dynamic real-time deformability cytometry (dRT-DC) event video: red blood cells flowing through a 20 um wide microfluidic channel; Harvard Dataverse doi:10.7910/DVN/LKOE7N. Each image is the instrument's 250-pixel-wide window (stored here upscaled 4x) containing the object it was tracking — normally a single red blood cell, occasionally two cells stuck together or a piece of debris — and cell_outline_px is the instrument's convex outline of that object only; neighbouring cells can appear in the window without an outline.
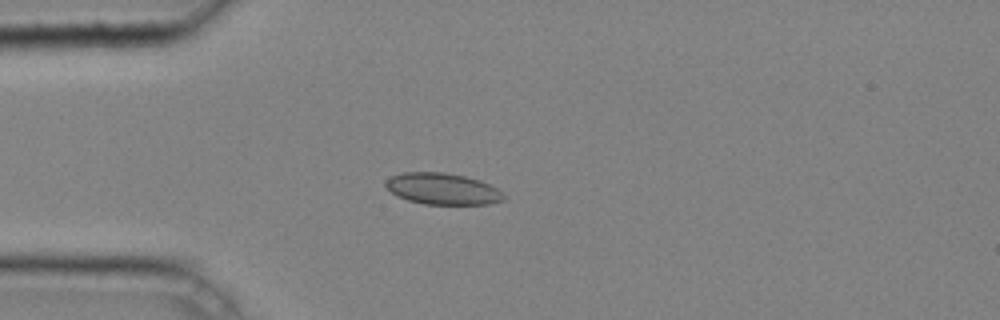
{"species": "common noctule bat (a hibernating species)", "species_latin": "Nyctalus noctula", "temperature_condition": "cold", "stored_images_in_passage": 34, "camera_frame_rate_fps": 3000, "um_per_image_px": 0.085, "animal": {"sex": "male", "body_mass_g": 20.4}, "frame": {"image": 1, "passage_image": 1, "time_ms": 0.0, "image_size_px": [1000, 320], "cell_outline_px": [[504, 200], [488, 204], [424, 204], [408, 200], [396, 196], [384, 184], [384, 180], [392, 176], [404, 172], [444, 172], [464, 176], [480, 180], [504, 192]], "centroid_in_image_um": [37.61, 16.05], "position_along_channel_um": 47.4, "area_um2": 21.62}}
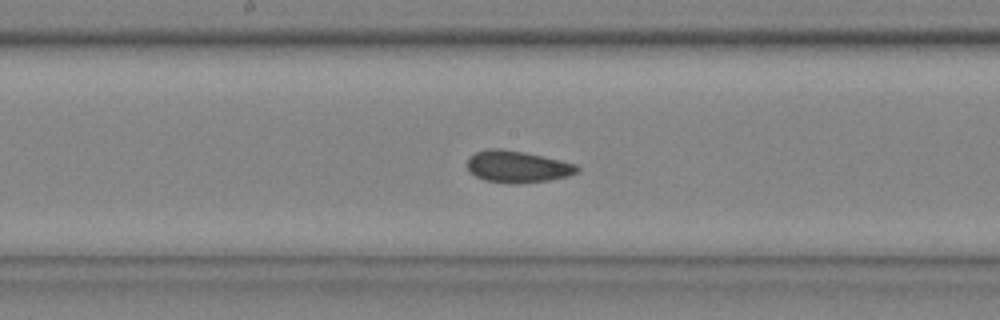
{"frame": {"image": 2, "passage_image": 13, "time_ms": 4.0, "image_size_px": [1000, 320], "cell_outline_px": [[580, 172], [568, 176], [548, 180], [520, 184], [508, 184], [484, 180], [468, 172], [468, 160], [476, 152], [488, 148], [500, 148], [524, 152], [560, 160], [576, 164], [580, 168]], "centroid_in_image_um": [43.99, 14.18], "position_along_channel_um": 204.2, "area_um2": 20.52}}
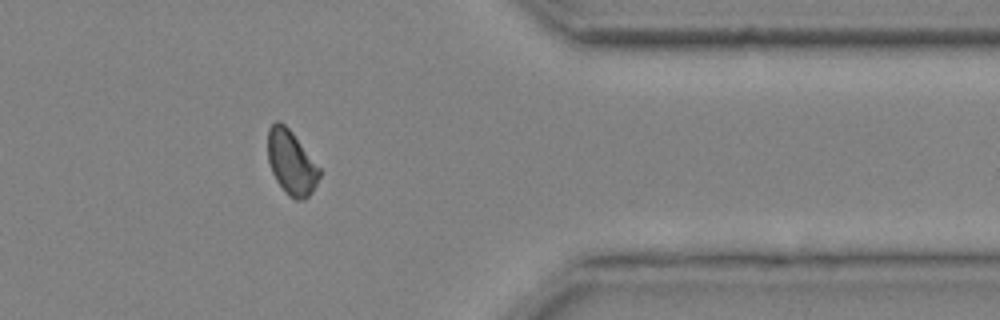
{"frame": {"image": 3, "passage_image": 27, "time_ms": 8.667, "image_size_px": [1000, 320], "cell_outline_px": [[320, 176], [312, 192], [304, 200], [296, 200], [288, 196], [276, 180], [272, 172], [268, 160], [268, 128], [276, 120], [280, 120], [292, 132], [320, 168]], "centroid_in_image_um": [24.75, 13.82], "position_along_channel_um": 386.6, "area_um2": 19.25}, "authors_computed_cell_mechanics": {"area_um2": 19.7387, "velocity_mm_per_s": 4.2548, "shape_relaxation_time_tau1_ms": null, "shape_relaxation_time_tau2_ms": 2.1371, "deformation_change_tau1": null, "deformation_change_tau2": 0.0645}}